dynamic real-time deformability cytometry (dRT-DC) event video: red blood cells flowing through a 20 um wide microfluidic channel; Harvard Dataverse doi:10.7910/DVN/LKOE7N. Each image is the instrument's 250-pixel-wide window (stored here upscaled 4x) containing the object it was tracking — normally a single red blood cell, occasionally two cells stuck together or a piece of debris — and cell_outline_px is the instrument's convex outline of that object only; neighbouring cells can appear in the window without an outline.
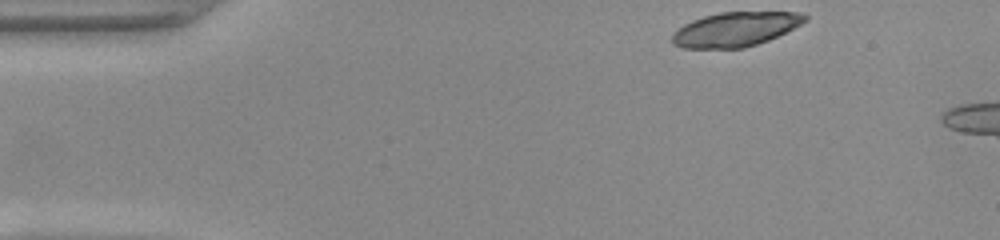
{"species": "common noctule bat (a hibernating species)", "species_latin": "Nyctalus noctula", "temperature_condition": "warm", "stored_images_in_passage": 43, "segment_of_instrument_passage": [1, 2], "camera_frame_rate_fps": 3000, "um_per_image_px": 0.085, "animal": {"sex": "female", "body_mass_g": 22.0, "forearm_length_mm": 56.7}, "frame": {"image": 1, "passage_image": 1, "time_ms": 0.0, "image_size_px": [1000, 240], "cell_outline_px": [[808, 20], [768, 40], [744, 48], [684, 48], [672, 44], [672, 36], [684, 24], [692, 20], [704, 16], [720, 12], [800, 12], [808, 16]], "centroid_in_image_um": [62.51, 2.48], "position_along_channel_um": 22.5, "area_um2": 26.3}}